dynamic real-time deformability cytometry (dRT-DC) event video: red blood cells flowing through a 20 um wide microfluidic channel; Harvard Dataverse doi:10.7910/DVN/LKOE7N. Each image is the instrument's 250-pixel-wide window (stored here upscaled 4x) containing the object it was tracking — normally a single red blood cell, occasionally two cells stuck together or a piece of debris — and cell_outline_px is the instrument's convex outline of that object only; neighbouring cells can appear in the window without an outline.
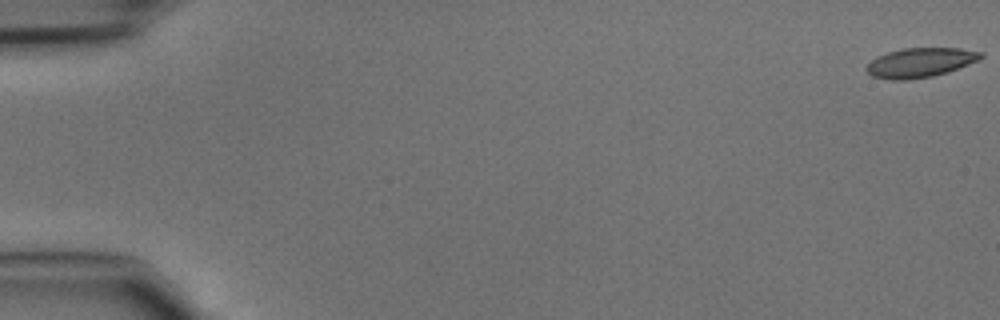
{"species": "common noctule bat (a hibernating species)", "species_latin": "Nyctalus noctula", "temperature_condition": "cold", "stored_images_in_passage": 47, "camera_frame_rate_fps": 3000, "um_per_image_px": 0.085, "animal": {"sex": "male", "body_mass_g": 15.6}, "frame": {"image": 1, "passage_image": 1, "time_ms": 0.0, "image_size_px": [1000, 320], "cell_outline_px": [[984, 56], [968, 64], [932, 76], [904, 80], [892, 80], [872, 76], [864, 68], [876, 56], [888, 52], [904, 48], [960, 48], [984, 52]], "centroid_in_image_um": [78.19, 5.31], "position_along_channel_um": 6.8, "area_um2": 19.36}}
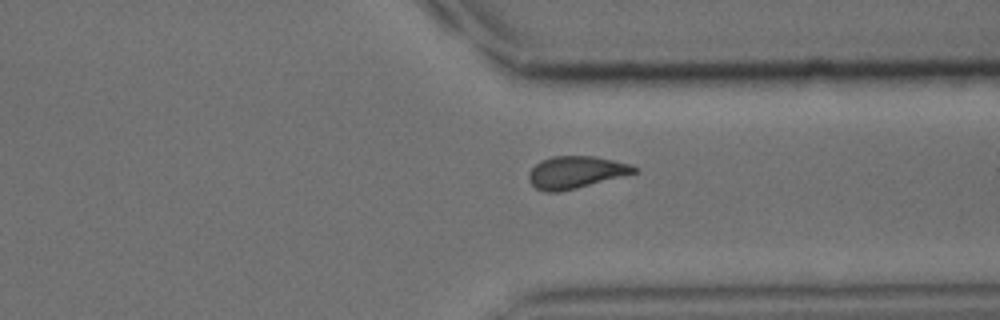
{"frame": {"image": 2, "passage_image": 36, "time_ms": 11.667, "image_size_px": [1000, 320], "cell_outline_px": [[640, 168], [636, 172], [576, 188], [556, 192], [544, 192], [536, 188], [528, 180], [528, 172], [540, 160], [552, 156], [596, 156], [628, 164]], "centroid_in_image_um": [48.89, 14.63], "position_along_channel_um": 362.5, "area_um2": 19.59}}
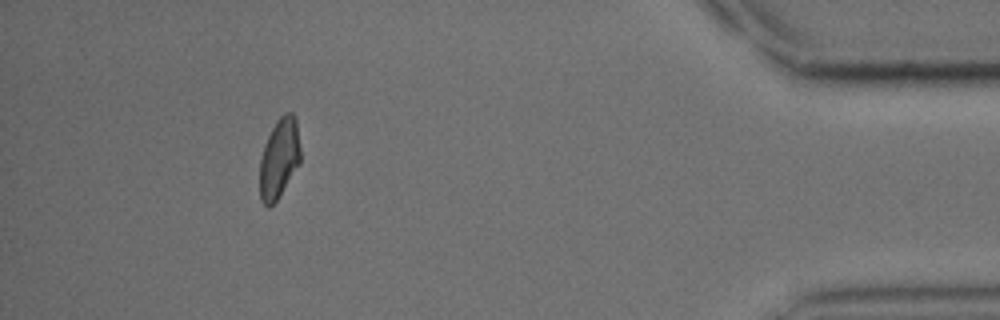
{"frame": {"image": 3, "passage_image": 43, "time_ms": 14.0, "image_size_px": [1000, 320], "cell_outline_px": [[300, 164], [276, 200], [268, 208], [260, 200], [260, 160], [264, 144], [276, 120], [284, 112], [292, 112], [296, 120], [300, 148]], "centroid_in_image_um": [23.73, 13.44], "position_along_channel_um": 411.5, "area_um2": 18.9}}